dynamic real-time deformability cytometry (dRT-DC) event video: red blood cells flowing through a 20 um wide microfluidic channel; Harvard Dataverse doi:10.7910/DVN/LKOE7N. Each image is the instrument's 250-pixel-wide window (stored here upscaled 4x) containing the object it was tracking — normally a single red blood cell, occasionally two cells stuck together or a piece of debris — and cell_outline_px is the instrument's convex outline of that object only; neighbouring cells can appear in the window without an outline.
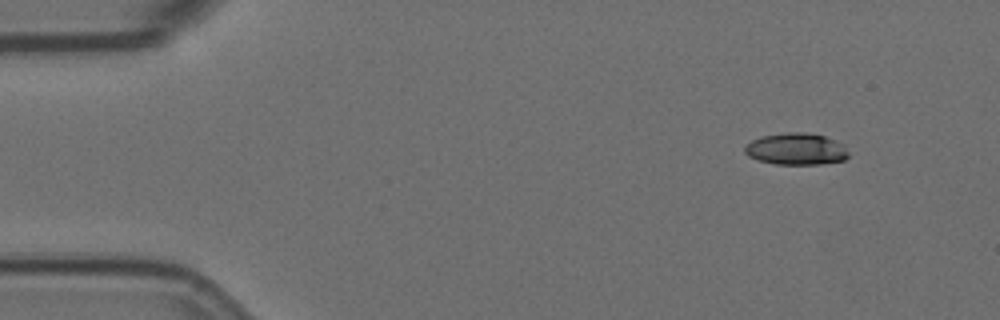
{"species": "Egyptian fruit bat (a non-hibernating species)", "species_latin": "Rousettus aegyptiacus", "temperature_condition": "room temperature", "stored_images_in_passage": 4, "camera_frame_rate_fps": 3000, "um_per_image_px": 0.085, "animal": {"sex": "female"}, "frame": {"image": 1, "passage_image": 1, "time_ms": 0.0, "image_size_px": [1000, 320], "cell_outline_px": [[848, 156], [844, 160], [820, 164], [776, 164], [760, 160], [748, 156], [744, 152], [744, 148], [752, 140], [760, 136], [788, 132], [804, 132], [824, 136], [844, 144], [848, 152]], "centroid_in_image_um": [67.68, 12.66], "position_along_channel_um": 17.3, "area_um2": 19.13}}
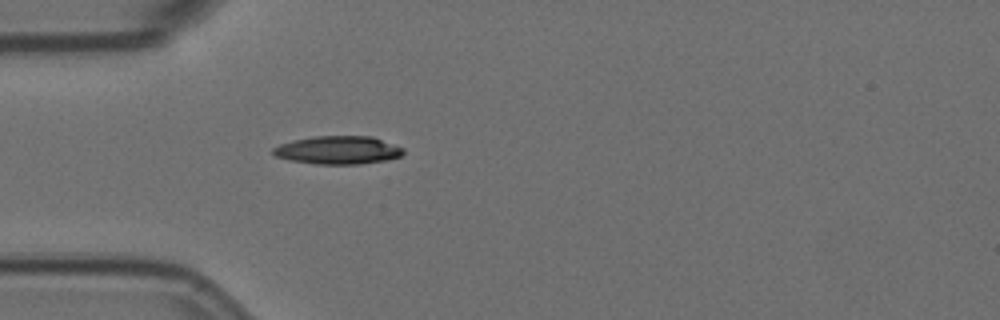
{"frame": {"image": 2, "passage_image": 4, "time_ms": 1.0, "image_size_px": [1000, 320], "cell_outline_px": [[404, 152], [400, 156], [384, 160], [360, 164], [316, 164], [288, 160], [276, 156], [272, 152], [272, 148], [280, 144], [292, 140], [312, 136], [372, 136], [404, 148]], "centroid_in_image_um": [28.7, 12.75], "position_along_channel_um": 56.3, "area_um2": 21.39}}